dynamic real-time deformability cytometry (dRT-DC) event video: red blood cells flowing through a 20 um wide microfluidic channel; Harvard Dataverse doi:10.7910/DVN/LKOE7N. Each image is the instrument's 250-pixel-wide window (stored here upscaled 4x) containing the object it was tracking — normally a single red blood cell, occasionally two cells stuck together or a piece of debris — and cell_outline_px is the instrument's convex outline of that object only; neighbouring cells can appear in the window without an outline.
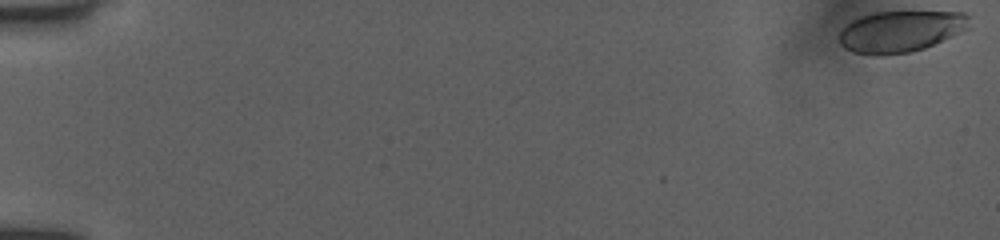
{"species": "human", "species_latin": "Homo sapiens", "temperature_condition": "room temperature", "stored_images_in_passage": 58, "camera_frame_rate_fps": 3000, "um_per_image_px": 0.085, "donor": {"sex": "female"}, "frame": {"image": 1, "passage_image": 1, "time_ms": 0.0, "image_size_px": [1000, 240], "cell_outline_px": [[968, 28], [924, 48], [908, 52], [880, 56], [876, 56], [852, 52], [844, 48], [840, 44], [836, 36], [852, 20], [860, 16], [876, 12], [964, 12], [968, 16]], "centroid_in_image_um": [76.47, 2.68], "position_along_channel_um": 8.5, "area_um2": 31.21}}
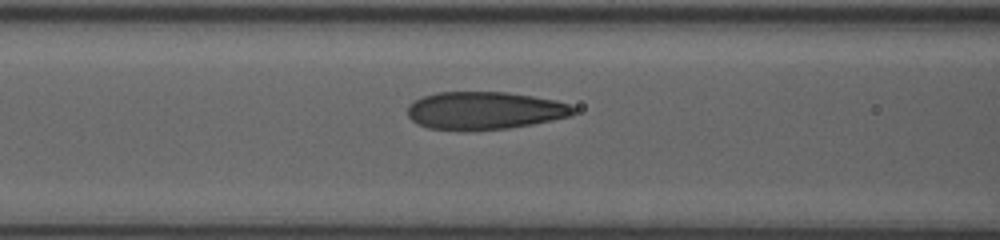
{"frame": {"image": 2, "passage_image": 35, "time_ms": 7.667, "image_size_px": [1000, 240], "cell_outline_px": [[576, 112], [572, 116], [532, 124], [508, 128], [428, 128], [412, 120], [408, 116], [408, 104], [412, 100], [436, 92], [508, 92], [556, 100], [568, 104], [576, 108]], "centroid_in_image_um": [41.22, 9.36], "position_along_channel_um": 125.4, "area_um2": 35.84}}
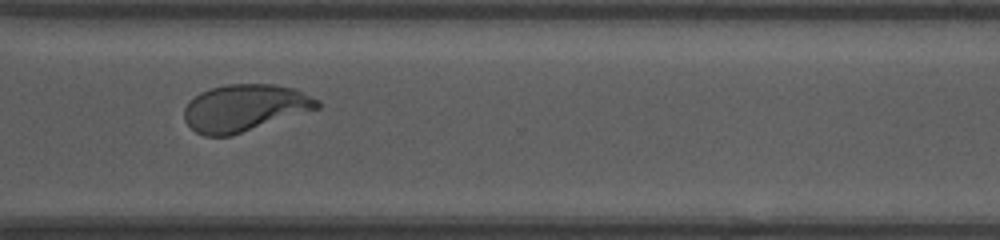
{"frame": {"image": 3, "passage_image": 57, "time_ms": 13.333, "image_size_px": [1000, 240], "cell_outline_px": [[320, 108], [232, 136], [204, 136], [196, 132], [184, 120], [184, 108], [188, 100], [200, 92], [212, 88], [228, 84], [272, 84], [292, 88], [304, 92], [320, 100]], "centroid_in_image_um": [20.79, 9.18], "position_along_channel_um": 349.8, "area_um2": 36.65}}